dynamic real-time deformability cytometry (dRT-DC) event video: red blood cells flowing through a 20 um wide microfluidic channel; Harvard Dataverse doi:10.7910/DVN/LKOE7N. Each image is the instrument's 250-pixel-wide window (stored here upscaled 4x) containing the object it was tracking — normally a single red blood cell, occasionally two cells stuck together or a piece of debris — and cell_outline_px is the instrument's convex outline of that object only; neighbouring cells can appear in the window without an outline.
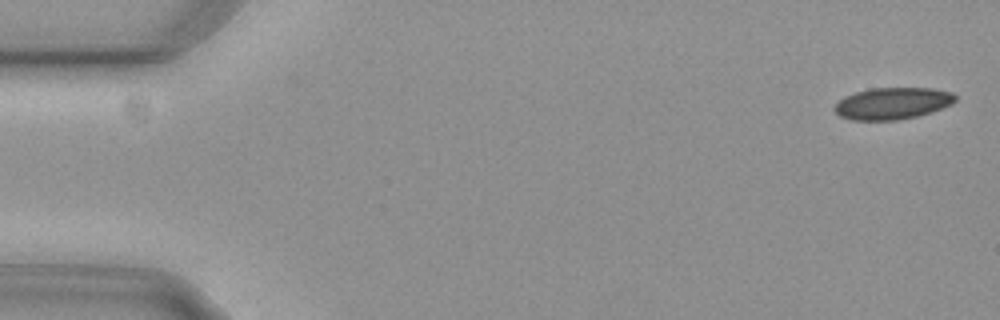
{"species": "common noctule bat (a hibernating species)", "species_latin": "Nyctalus noctula", "temperature_condition": "cold", "stored_images_in_passage": 5, "camera_frame_rate_fps": 3000, "um_per_image_px": 0.085, "animal": {"sex": "female", "body_mass_g": 29.2, "forearm_length_mm": 56.3}, "frame": {"image": 1, "passage_image": 1, "time_ms": 0.0, "image_size_px": [1000, 320], "cell_outline_px": [[956, 100], [952, 104], [916, 116], [896, 120], [852, 120], [840, 116], [832, 108], [844, 96], [856, 92], [872, 88], [932, 88], [952, 92], [956, 96]], "centroid_in_image_um": [75.84, 8.78], "position_along_channel_um": 9.2, "area_um2": 22.2}}
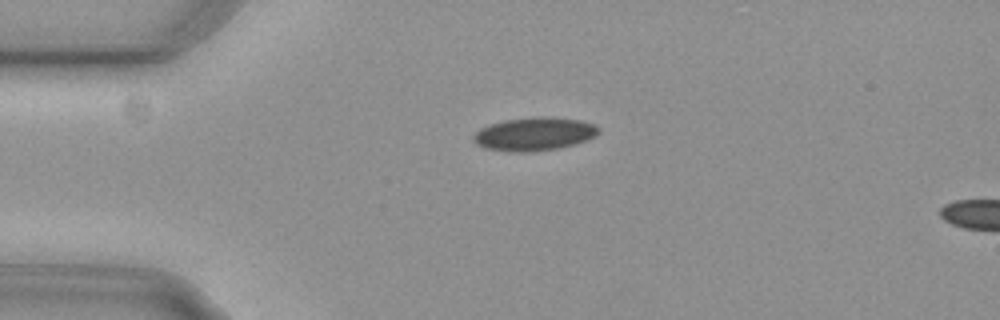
{"frame": {"image": 2, "passage_image": 4, "time_ms": 1.0, "image_size_px": [1000, 320], "cell_outline_px": [[600, 132], [588, 140], [576, 144], [556, 148], [524, 152], [512, 152], [484, 148], [476, 144], [472, 140], [472, 136], [480, 128], [488, 124], [504, 120], [540, 116], [552, 116], [580, 120], [596, 124], [600, 128]], "centroid_in_image_um": [45.42, 11.37], "position_along_channel_um": 39.6, "area_um2": 24.57}}